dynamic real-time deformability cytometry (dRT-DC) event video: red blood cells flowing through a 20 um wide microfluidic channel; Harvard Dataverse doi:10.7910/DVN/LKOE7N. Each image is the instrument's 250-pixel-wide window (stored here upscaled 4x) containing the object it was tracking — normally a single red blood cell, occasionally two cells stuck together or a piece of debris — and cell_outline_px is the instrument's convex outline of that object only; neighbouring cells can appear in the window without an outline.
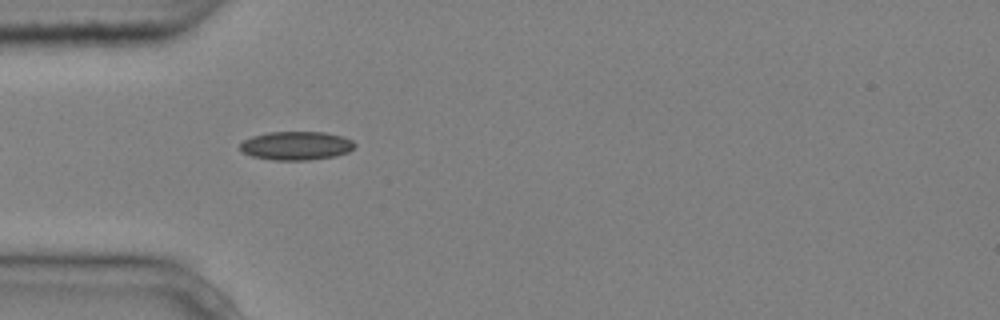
{"species": "common noctule bat (a hibernating species)", "species_latin": "Nyctalus noctula", "temperature_condition": "cold", "stored_images_in_passage": 10, "camera_frame_rate_fps": 3000, "um_per_image_px": 0.085, "animal": {"sex": "male", "body_mass_g": 20.4}, "frame": {"image": 1, "passage_image": 4, "time_ms": 1.0, "image_size_px": [1000, 320], "cell_outline_px": [[356, 144], [348, 152], [336, 156], [308, 160], [272, 160], [252, 156], [240, 152], [240, 144], [244, 140], [252, 136], [268, 132], [324, 132], [344, 136], [352, 140]], "centroid_in_image_um": [25.17, 12.38], "position_along_channel_um": 59.8, "area_um2": 19.25}}
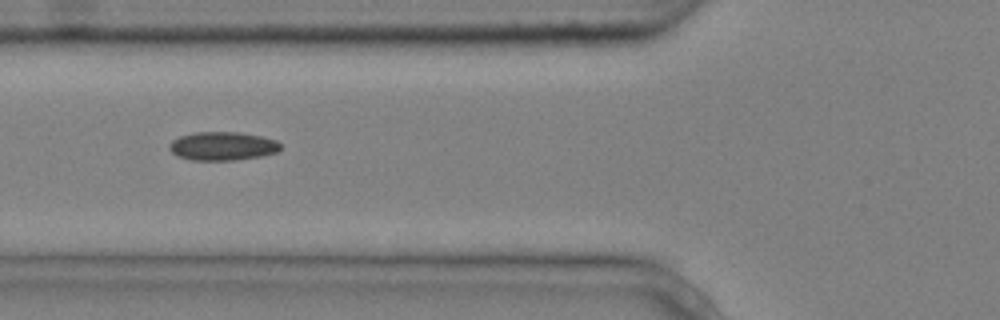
{"frame": {"image": 2, "passage_image": 5, "time_ms": 1.333, "image_size_px": [1000, 320], "cell_outline_px": [[280, 148], [276, 152], [260, 156], [236, 160], [192, 160], [176, 156], [168, 148], [168, 144], [172, 140], [180, 136], [192, 132], [240, 132], [260, 136], [276, 140], [280, 144]], "centroid_in_image_um": [18.87, 12.41], "position_along_channel_um": 106.9, "area_um2": 18.55}}
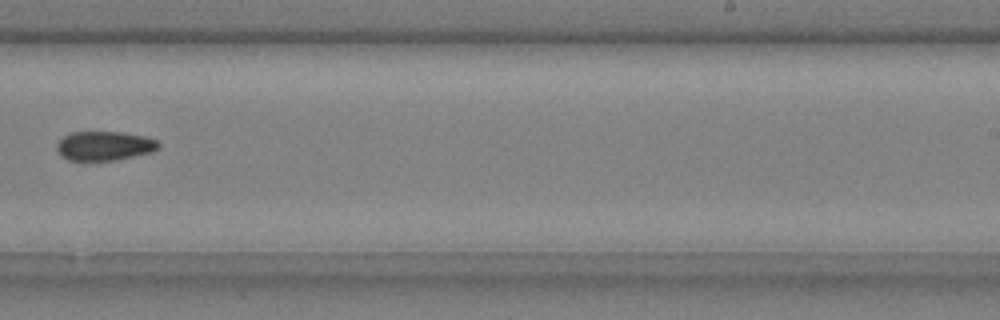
{"frame": {"image": 3, "passage_image": 9, "time_ms": 2.667, "image_size_px": [1000, 320], "cell_outline_px": [[160, 148], [152, 152], [112, 160], [68, 160], [56, 148], [56, 144], [68, 132], [120, 132], [144, 136], [156, 140], [160, 144]], "centroid_in_image_um": [8.88, 12.38], "position_along_channel_um": 280.1, "area_um2": 17.11}}